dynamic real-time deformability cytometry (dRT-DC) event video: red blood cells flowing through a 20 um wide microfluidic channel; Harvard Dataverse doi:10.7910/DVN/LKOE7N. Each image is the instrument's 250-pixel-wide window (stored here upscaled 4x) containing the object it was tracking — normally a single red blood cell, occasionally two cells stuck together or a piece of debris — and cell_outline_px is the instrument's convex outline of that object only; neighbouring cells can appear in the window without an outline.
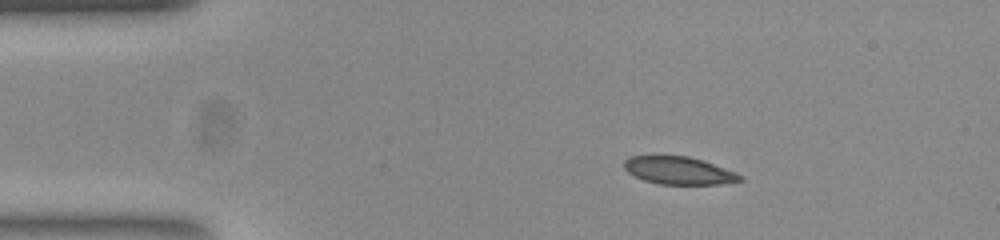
{"species": "common noctule bat (a hibernating species)", "species_latin": "Nyctalus noctula", "temperature_condition": "room temperature", "stored_images_in_passage": 46, "camera_frame_rate_fps": 3000, "um_per_image_px": 0.085, "animal": {"sex": "female", "body_mass_g": 23.0, "forearm_length_mm": 53.4}, "frame": {"image": 1, "passage_image": 1, "time_ms": 0.0, "image_size_px": [1000, 240], "cell_outline_px": [[744, 180], [720, 184], [660, 184], [644, 180], [628, 172], [624, 168], [624, 160], [632, 156], [688, 156], [736, 172], [744, 176]], "centroid_in_image_um": [57.71, 14.5], "position_along_channel_um": 27.3, "area_um2": 18.44}}
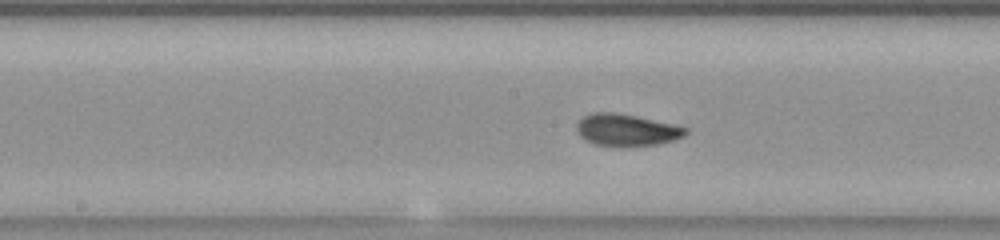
{"frame": {"image": 2, "passage_image": 19, "time_ms": 6.0, "image_size_px": [1000, 240], "cell_outline_px": [[688, 132], [684, 136], [672, 140], [656, 144], [596, 144], [580, 136], [576, 128], [576, 124], [584, 116], [592, 112], [616, 112], [636, 116], [672, 124], [688, 128]], "centroid_in_image_um": [53.25, 11.0], "position_along_channel_um": 194.9, "area_um2": 19.48}}
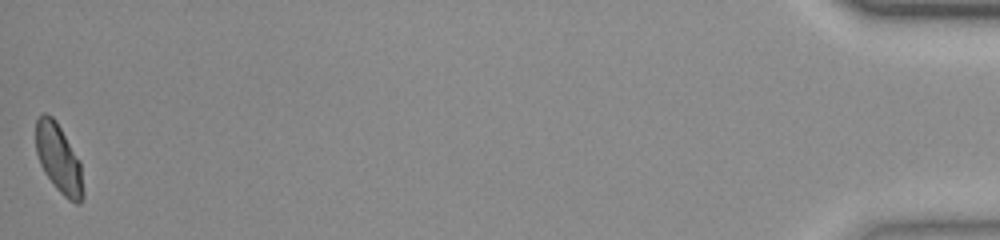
{"frame": {"image": 3, "passage_image": 46, "time_ms": 15.0, "image_size_px": [1000, 240], "cell_outline_px": [[84, 196], [80, 204], [76, 204], [68, 200], [56, 188], [44, 172], [40, 164], [36, 152], [36, 120], [44, 112], [52, 116], [56, 120], [80, 160], [84, 192]], "centroid_in_image_um": [5.01, 13.5], "position_along_channel_um": 430.2, "area_um2": 19.13}, "authors_computed_cell_mechanics": {"area_um2": 19.4786, "velocity_mm_per_s": 3.7533, "shape_relaxation_time_tau1_ms": 3.5726, "shape_relaxation_time_tau2_ms": 1.2771, "deformation_change_tau1": 0.12, "deformation_change_tau2": 0.0409}}